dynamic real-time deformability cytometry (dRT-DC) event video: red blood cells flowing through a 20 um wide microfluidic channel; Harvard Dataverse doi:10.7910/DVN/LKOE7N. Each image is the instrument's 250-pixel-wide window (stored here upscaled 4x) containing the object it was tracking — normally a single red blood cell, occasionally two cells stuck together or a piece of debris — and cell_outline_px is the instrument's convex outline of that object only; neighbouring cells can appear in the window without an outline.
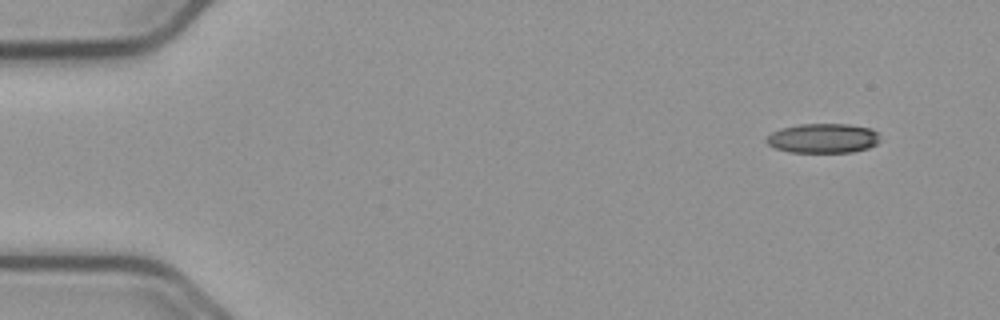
{"species": "common noctule bat (a hibernating species)", "species_latin": "Nyctalus noctula", "temperature_condition": "cold", "stored_images_in_passage": 52, "camera_frame_rate_fps": 3000, "um_per_image_px": 0.085, "animal": {"sex": "male", "body_mass_g": 23.1, "forearm_length_mm": 52.7}, "frame": {"image": 1, "passage_image": 1, "time_ms": 0.0, "image_size_px": [1000, 320], "cell_outline_px": [[880, 140], [876, 144], [868, 148], [852, 152], [788, 152], [776, 148], [768, 144], [764, 140], [772, 132], [780, 128], [800, 124], [848, 124], [872, 128], [876, 132]], "centroid_in_image_um": [69.95, 11.75], "position_along_channel_um": 15.0, "area_um2": 19.59}}
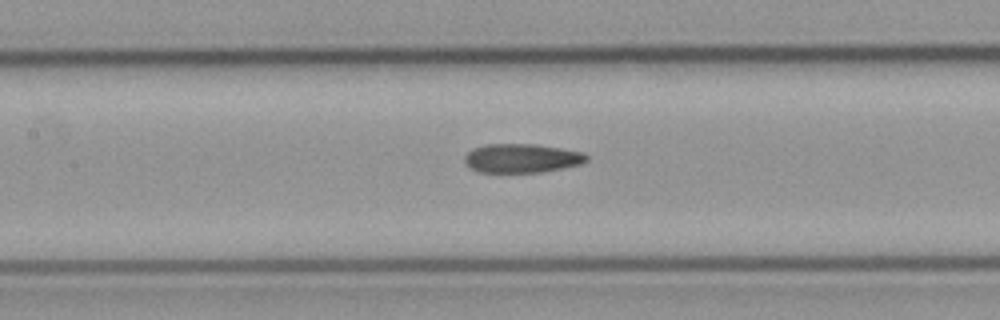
{"frame": {"image": 2, "passage_image": 22, "time_ms": 7.0, "image_size_px": [1000, 320], "cell_outline_px": [[588, 160], [580, 164], [564, 168], [540, 172], [476, 172], [468, 168], [464, 160], [464, 156], [472, 148], [484, 144], [536, 144], [584, 152], [588, 156]], "centroid_in_image_um": [44.32, 13.45], "position_along_channel_um": 163.1, "area_um2": 20.81}}
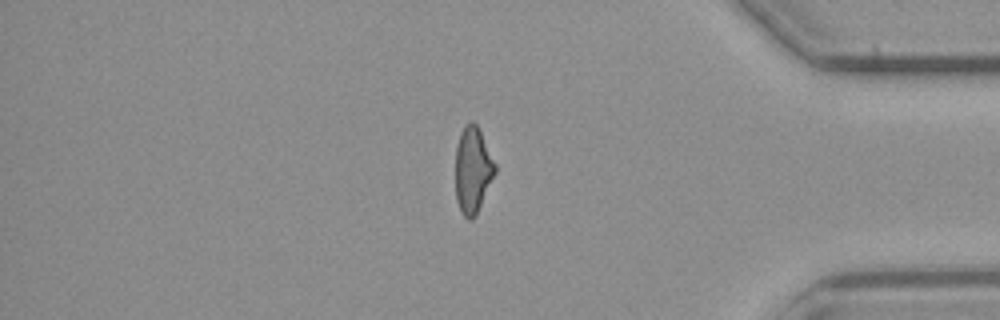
{"frame": {"image": 3, "passage_image": 43, "time_ms": 14.0, "image_size_px": [1000, 320], "cell_outline_px": [[496, 172], [476, 216], [472, 220], [468, 220], [460, 212], [456, 200], [456, 148], [460, 132], [464, 124], [472, 120], [476, 124], [496, 164]], "centroid_in_image_um": [40.18, 14.47], "position_along_channel_um": 395.0, "area_um2": 20.0}, "authors_computed_cell_mechanics": {"area_um2": 20.7502, "velocity_mm_per_s": 3.7375, "shape_relaxation_time_tau1_ms": null, "shape_relaxation_time_tau2_ms": 2.8128, "deformation_change_tau1": null, "deformation_change_tau2": 0.1176}}